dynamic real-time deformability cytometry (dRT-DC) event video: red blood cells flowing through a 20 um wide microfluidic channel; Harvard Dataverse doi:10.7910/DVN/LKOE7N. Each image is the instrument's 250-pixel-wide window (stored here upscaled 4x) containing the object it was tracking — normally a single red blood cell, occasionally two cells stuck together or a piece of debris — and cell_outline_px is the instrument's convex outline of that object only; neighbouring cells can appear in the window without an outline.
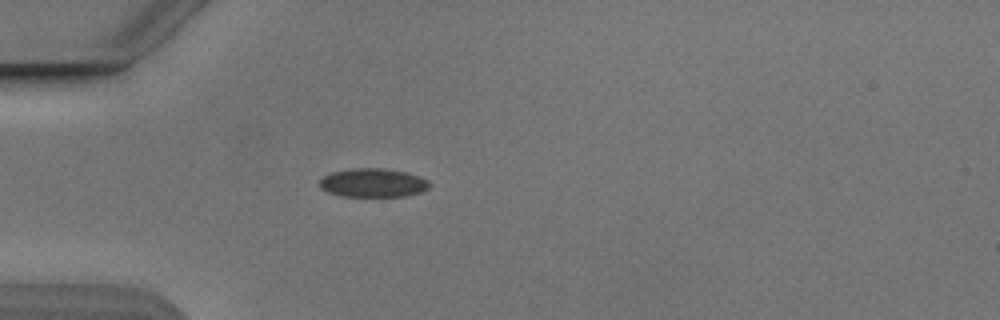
{"species": "Egyptian fruit bat (a non-hibernating species)", "species_latin": "Rousettus aegyptiacus", "temperature_condition": "cold", "stored_images_in_passage": 38, "camera_frame_rate_fps": 3000, "um_per_image_px": 0.085, "animal": {"sex": "male"}, "frame": {"image": 1, "passage_image": 1, "time_ms": 0.0, "image_size_px": [1000, 320], "cell_outline_px": [[432, 184], [428, 188], [420, 192], [404, 196], [340, 196], [328, 192], [320, 188], [320, 180], [324, 176], [332, 172], [352, 168], [384, 168], [408, 172], [420, 176], [428, 180]], "centroid_in_image_um": [31.73, 15.53], "position_along_channel_um": 53.3, "area_um2": 18.5}}
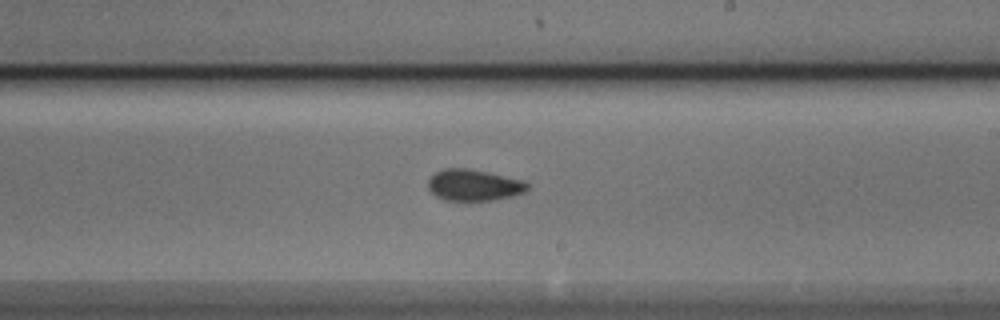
{"frame": {"image": 2, "passage_image": 17, "time_ms": 5.333, "image_size_px": [1000, 320], "cell_outline_px": [[528, 188], [524, 192], [512, 196], [496, 200], [444, 200], [436, 196], [428, 188], [428, 180], [436, 172], [444, 168], [468, 168], [524, 180], [528, 184]], "centroid_in_image_um": [40.28, 15.73], "position_along_channel_um": 248.7, "area_um2": 18.09}}
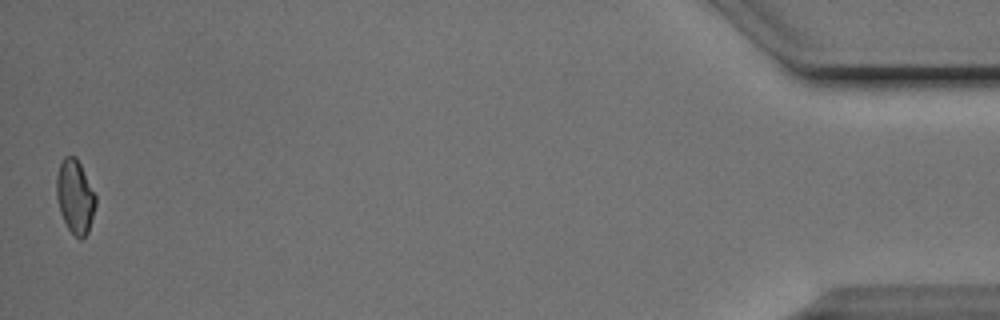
{"frame": {"image": 3, "passage_image": 38, "time_ms": 12.333, "image_size_px": [1000, 320], "cell_outline_px": [[96, 204], [88, 232], [80, 240], [68, 228], [60, 212], [56, 196], [56, 176], [60, 164], [64, 156], [76, 156], [96, 196]], "centroid_in_image_um": [6.37, 16.7], "position_along_channel_um": 428.8, "area_um2": 16.65}, "authors_computed_cell_mechanics": {"area_um2": 17.9469, "velocity_mm_per_s": 3.868, "shape_relaxation_time_tau1_ms": 6.7067, "shape_relaxation_time_tau2_ms": 1.7348, "deformation_change_tau1": 0.1034, "deformation_change_tau2": 0.06}}